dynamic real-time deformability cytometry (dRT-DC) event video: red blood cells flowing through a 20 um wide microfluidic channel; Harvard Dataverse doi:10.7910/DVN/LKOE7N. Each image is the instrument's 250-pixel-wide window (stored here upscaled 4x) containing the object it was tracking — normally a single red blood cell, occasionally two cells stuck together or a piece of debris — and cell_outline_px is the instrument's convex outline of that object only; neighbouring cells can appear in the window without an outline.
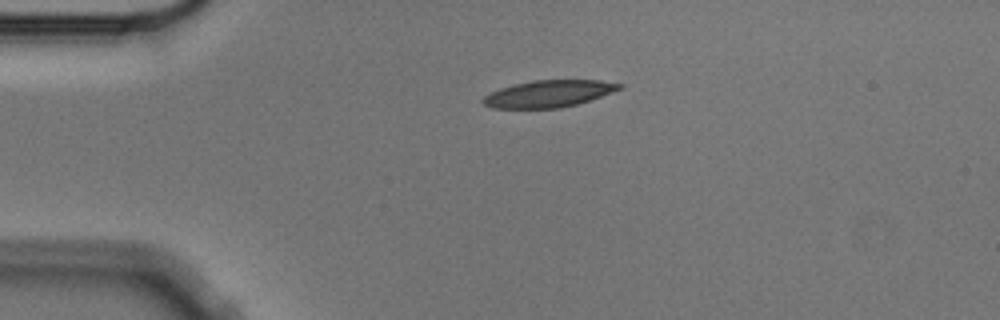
{"species": "Egyptian fruit bat (a non-hibernating species)", "species_latin": "Rousettus aegyptiacus", "temperature_condition": "cold", "stored_images_in_passage": 2, "camera_frame_rate_fps": 3000, "um_per_image_px": 0.085, "animal": {"sex": "male"}, "frame": {"image": 1, "passage_image": 1, "time_ms": 0.0, "image_size_px": [1000, 320], "cell_outline_px": [[624, 88], [576, 104], [560, 108], [492, 108], [484, 104], [480, 100], [484, 96], [500, 88], [532, 80], [600, 80], [624, 84]], "centroid_in_image_um": [46.64, 7.96], "position_along_channel_um": 38.4, "area_um2": 21.27}}